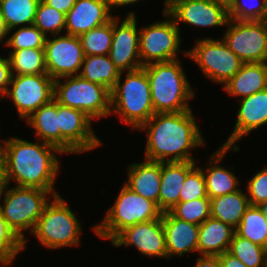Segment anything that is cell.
<instances>
[{
  "label": "cell",
  "mask_w": 267,
  "mask_h": 267,
  "mask_svg": "<svg viewBox=\"0 0 267 267\" xmlns=\"http://www.w3.org/2000/svg\"><path fill=\"white\" fill-rule=\"evenodd\" d=\"M139 129L148 132L145 159L150 161H195L189 150L206 145L192 110L156 113Z\"/></svg>",
  "instance_id": "cell-1"
},
{
  "label": "cell",
  "mask_w": 267,
  "mask_h": 267,
  "mask_svg": "<svg viewBox=\"0 0 267 267\" xmlns=\"http://www.w3.org/2000/svg\"><path fill=\"white\" fill-rule=\"evenodd\" d=\"M3 144L0 142L9 184L14 180L19 187L55 191L53 184L60 164L54 152L63 154L56 146L16 137L4 140Z\"/></svg>",
  "instance_id": "cell-2"
},
{
  "label": "cell",
  "mask_w": 267,
  "mask_h": 267,
  "mask_svg": "<svg viewBox=\"0 0 267 267\" xmlns=\"http://www.w3.org/2000/svg\"><path fill=\"white\" fill-rule=\"evenodd\" d=\"M143 68L150 83L155 114L191 110L188 101L194 98V91L179 59L154 62L144 65Z\"/></svg>",
  "instance_id": "cell-3"
},
{
  "label": "cell",
  "mask_w": 267,
  "mask_h": 267,
  "mask_svg": "<svg viewBox=\"0 0 267 267\" xmlns=\"http://www.w3.org/2000/svg\"><path fill=\"white\" fill-rule=\"evenodd\" d=\"M121 75L111 90V113H119L121 121L139 129L154 114L150 83L143 67Z\"/></svg>",
  "instance_id": "cell-4"
},
{
  "label": "cell",
  "mask_w": 267,
  "mask_h": 267,
  "mask_svg": "<svg viewBox=\"0 0 267 267\" xmlns=\"http://www.w3.org/2000/svg\"><path fill=\"white\" fill-rule=\"evenodd\" d=\"M158 204L133 192L125 184L103 222L93 227L99 238L111 241L124 229L162 217Z\"/></svg>",
  "instance_id": "cell-5"
},
{
  "label": "cell",
  "mask_w": 267,
  "mask_h": 267,
  "mask_svg": "<svg viewBox=\"0 0 267 267\" xmlns=\"http://www.w3.org/2000/svg\"><path fill=\"white\" fill-rule=\"evenodd\" d=\"M59 195L56 191H47L29 187L6 188L1 194L4 195L3 205L0 210L8 226L26 244L24 231L30 229L33 232L39 217L42 215L46 205L49 203L47 196Z\"/></svg>",
  "instance_id": "cell-6"
},
{
  "label": "cell",
  "mask_w": 267,
  "mask_h": 267,
  "mask_svg": "<svg viewBox=\"0 0 267 267\" xmlns=\"http://www.w3.org/2000/svg\"><path fill=\"white\" fill-rule=\"evenodd\" d=\"M32 232L45 248L79 246L82 233L79 220L60 195L52 198Z\"/></svg>",
  "instance_id": "cell-7"
},
{
  "label": "cell",
  "mask_w": 267,
  "mask_h": 267,
  "mask_svg": "<svg viewBox=\"0 0 267 267\" xmlns=\"http://www.w3.org/2000/svg\"><path fill=\"white\" fill-rule=\"evenodd\" d=\"M64 78V82H61ZM54 99L60 105L79 109L92 120L111 113V92L79 75L54 80Z\"/></svg>",
  "instance_id": "cell-8"
},
{
  "label": "cell",
  "mask_w": 267,
  "mask_h": 267,
  "mask_svg": "<svg viewBox=\"0 0 267 267\" xmlns=\"http://www.w3.org/2000/svg\"><path fill=\"white\" fill-rule=\"evenodd\" d=\"M195 46L183 53L194 60L203 74L224 86L241 68L242 60L225 44L223 39H198Z\"/></svg>",
  "instance_id": "cell-9"
},
{
  "label": "cell",
  "mask_w": 267,
  "mask_h": 267,
  "mask_svg": "<svg viewBox=\"0 0 267 267\" xmlns=\"http://www.w3.org/2000/svg\"><path fill=\"white\" fill-rule=\"evenodd\" d=\"M168 20L142 27L139 37V54L142 66L154 62L177 60L181 44L180 28L163 9Z\"/></svg>",
  "instance_id": "cell-10"
},
{
  "label": "cell",
  "mask_w": 267,
  "mask_h": 267,
  "mask_svg": "<svg viewBox=\"0 0 267 267\" xmlns=\"http://www.w3.org/2000/svg\"><path fill=\"white\" fill-rule=\"evenodd\" d=\"M222 38L243 63L267 62V20L227 22Z\"/></svg>",
  "instance_id": "cell-11"
},
{
  "label": "cell",
  "mask_w": 267,
  "mask_h": 267,
  "mask_svg": "<svg viewBox=\"0 0 267 267\" xmlns=\"http://www.w3.org/2000/svg\"><path fill=\"white\" fill-rule=\"evenodd\" d=\"M7 96L12 99L21 119L54 99V80L48 74L12 75Z\"/></svg>",
  "instance_id": "cell-12"
},
{
  "label": "cell",
  "mask_w": 267,
  "mask_h": 267,
  "mask_svg": "<svg viewBox=\"0 0 267 267\" xmlns=\"http://www.w3.org/2000/svg\"><path fill=\"white\" fill-rule=\"evenodd\" d=\"M164 10L179 22L199 27H219L229 20L228 4L219 0H165Z\"/></svg>",
  "instance_id": "cell-13"
},
{
  "label": "cell",
  "mask_w": 267,
  "mask_h": 267,
  "mask_svg": "<svg viewBox=\"0 0 267 267\" xmlns=\"http://www.w3.org/2000/svg\"><path fill=\"white\" fill-rule=\"evenodd\" d=\"M58 121L62 153L88 152L102 145L92 130V119L79 109L58 103Z\"/></svg>",
  "instance_id": "cell-14"
},
{
  "label": "cell",
  "mask_w": 267,
  "mask_h": 267,
  "mask_svg": "<svg viewBox=\"0 0 267 267\" xmlns=\"http://www.w3.org/2000/svg\"><path fill=\"white\" fill-rule=\"evenodd\" d=\"M44 49L47 74L53 80L79 75L84 60L80 37L69 34L47 37Z\"/></svg>",
  "instance_id": "cell-15"
},
{
  "label": "cell",
  "mask_w": 267,
  "mask_h": 267,
  "mask_svg": "<svg viewBox=\"0 0 267 267\" xmlns=\"http://www.w3.org/2000/svg\"><path fill=\"white\" fill-rule=\"evenodd\" d=\"M119 19L113 18V40L109 57L119 71L124 73L126 70L143 67L139 54L140 29L137 28L135 12H129L121 23Z\"/></svg>",
  "instance_id": "cell-16"
},
{
  "label": "cell",
  "mask_w": 267,
  "mask_h": 267,
  "mask_svg": "<svg viewBox=\"0 0 267 267\" xmlns=\"http://www.w3.org/2000/svg\"><path fill=\"white\" fill-rule=\"evenodd\" d=\"M111 242L117 247L134 245L147 257L167 258L162 217L130 226L122 230Z\"/></svg>",
  "instance_id": "cell-17"
},
{
  "label": "cell",
  "mask_w": 267,
  "mask_h": 267,
  "mask_svg": "<svg viewBox=\"0 0 267 267\" xmlns=\"http://www.w3.org/2000/svg\"><path fill=\"white\" fill-rule=\"evenodd\" d=\"M238 109L234 131L223 146L238 147L235 143L249 135V132L267 123V89L242 98Z\"/></svg>",
  "instance_id": "cell-18"
},
{
  "label": "cell",
  "mask_w": 267,
  "mask_h": 267,
  "mask_svg": "<svg viewBox=\"0 0 267 267\" xmlns=\"http://www.w3.org/2000/svg\"><path fill=\"white\" fill-rule=\"evenodd\" d=\"M114 17L106 0H76L66 14V34L80 37L87 31L106 24Z\"/></svg>",
  "instance_id": "cell-19"
},
{
  "label": "cell",
  "mask_w": 267,
  "mask_h": 267,
  "mask_svg": "<svg viewBox=\"0 0 267 267\" xmlns=\"http://www.w3.org/2000/svg\"><path fill=\"white\" fill-rule=\"evenodd\" d=\"M162 223L168 259L197 251L199 225L176 218L170 211L162 214Z\"/></svg>",
  "instance_id": "cell-20"
},
{
  "label": "cell",
  "mask_w": 267,
  "mask_h": 267,
  "mask_svg": "<svg viewBox=\"0 0 267 267\" xmlns=\"http://www.w3.org/2000/svg\"><path fill=\"white\" fill-rule=\"evenodd\" d=\"M195 161L161 162L159 209L169 212L178 202L187 174L195 167Z\"/></svg>",
  "instance_id": "cell-21"
},
{
  "label": "cell",
  "mask_w": 267,
  "mask_h": 267,
  "mask_svg": "<svg viewBox=\"0 0 267 267\" xmlns=\"http://www.w3.org/2000/svg\"><path fill=\"white\" fill-rule=\"evenodd\" d=\"M229 149L238 151L239 147H227L221 146L213 155L210 156L208 163H211L210 167L202 169L205 179L207 196L212 199L222 195L230 194L239 190L237 187L239 184L238 178L232 172L231 169H226L219 166L223 157ZM231 170V171H230Z\"/></svg>",
  "instance_id": "cell-22"
},
{
  "label": "cell",
  "mask_w": 267,
  "mask_h": 267,
  "mask_svg": "<svg viewBox=\"0 0 267 267\" xmlns=\"http://www.w3.org/2000/svg\"><path fill=\"white\" fill-rule=\"evenodd\" d=\"M128 178L125 185L133 192L156 202L159 207L161 182V162L146 160L132 163L128 167Z\"/></svg>",
  "instance_id": "cell-23"
},
{
  "label": "cell",
  "mask_w": 267,
  "mask_h": 267,
  "mask_svg": "<svg viewBox=\"0 0 267 267\" xmlns=\"http://www.w3.org/2000/svg\"><path fill=\"white\" fill-rule=\"evenodd\" d=\"M223 89L231 96L240 98L267 89V62L243 63Z\"/></svg>",
  "instance_id": "cell-24"
},
{
  "label": "cell",
  "mask_w": 267,
  "mask_h": 267,
  "mask_svg": "<svg viewBox=\"0 0 267 267\" xmlns=\"http://www.w3.org/2000/svg\"><path fill=\"white\" fill-rule=\"evenodd\" d=\"M235 229L212 217L199 225L197 252L200 255L219 256L228 251Z\"/></svg>",
  "instance_id": "cell-25"
},
{
  "label": "cell",
  "mask_w": 267,
  "mask_h": 267,
  "mask_svg": "<svg viewBox=\"0 0 267 267\" xmlns=\"http://www.w3.org/2000/svg\"><path fill=\"white\" fill-rule=\"evenodd\" d=\"M25 121L34 128L39 141L54 145L60 150L58 103L55 99L34 111Z\"/></svg>",
  "instance_id": "cell-26"
},
{
  "label": "cell",
  "mask_w": 267,
  "mask_h": 267,
  "mask_svg": "<svg viewBox=\"0 0 267 267\" xmlns=\"http://www.w3.org/2000/svg\"><path fill=\"white\" fill-rule=\"evenodd\" d=\"M249 206L247 195L239 189L236 192L212 198L211 217L236 229Z\"/></svg>",
  "instance_id": "cell-27"
},
{
  "label": "cell",
  "mask_w": 267,
  "mask_h": 267,
  "mask_svg": "<svg viewBox=\"0 0 267 267\" xmlns=\"http://www.w3.org/2000/svg\"><path fill=\"white\" fill-rule=\"evenodd\" d=\"M122 74L109 55H89L84 56L79 76L84 80L100 84L111 92Z\"/></svg>",
  "instance_id": "cell-28"
},
{
  "label": "cell",
  "mask_w": 267,
  "mask_h": 267,
  "mask_svg": "<svg viewBox=\"0 0 267 267\" xmlns=\"http://www.w3.org/2000/svg\"><path fill=\"white\" fill-rule=\"evenodd\" d=\"M39 2L40 0H0V12L7 30L6 36L18 26L34 24Z\"/></svg>",
  "instance_id": "cell-29"
},
{
  "label": "cell",
  "mask_w": 267,
  "mask_h": 267,
  "mask_svg": "<svg viewBox=\"0 0 267 267\" xmlns=\"http://www.w3.org/2000/svg\"><path fill=\"white\" fill-rule=\"evenodd\" d=\"M8 54L12 75L47 74L45 49L24 48Z\"/></svg>",
  "instance_id": "cell-30"
},
{
  "label": "cell",
  "mask_w": 267,
  "mask_h": 267,
  "mask_svg": "<svg viewBox=\"0 0 267 267\" xmlns=\"http://www.w3.org/2000/svg\"><path fill=\"white\" fill-rule=\"evenodd\" d=\"M235 232L239 236L267 248V219L262 208L250 205Z\"/></svg>",
  "instance_id": "cell-31"
},
{
  "label": "cell",
  "mask_w": 267,
  "mask_h": 267,
  "mask_svg": "<svg viewBox=\"0 0 267 267\" xmlns=\"http://www.w3.org/2000/svg\"><path fill=\"white\" fill-rule=\"evenodd\" d=\"M84 56L109 55L113 40V19L80 36Z\"/></svg>",
  "instance_id": "cell-32"
},
{
  "label": "cell",
  "mask_w": 267,
  "mask_h": 267,
  "mask_svg": "<svg viewBox=\"0 0 267 267\" xmlns=\"http://www.w3.org/2000/svg\"><path fill=\"white\" fill-rule=\"evenodd\" d=\"M228 252L245 264L247 267H265L267 248L239 236H233Z\"/></svg>",
  "instance_id": "cell-33"
},
{
  "label": "cell",
  "mask_w": 267,
  "mask_h": 267,
  "mask_svg": "<svg viewBox=\"0 0 267 267\" xmlns=\"http://www.w3.org/2000/svg\"><path fill=\"white\" fill-rule=\"evenodd\" d=\"M211 199L200 198L185 202H178L170 212L181 220L200 225L211 217Z\"/></svg>",
  "instance_id": "cell-34"
},
{
  "label": "cell",
  "mask_w": 267,
  "mask_h": 267,
  "mask_svg": "<svg viewBox=\"0 0 267 267\" xmlns=\"http://www.w3.org/2000/svg\"><path fill=\"white\" fill-rule=\"evenodd\" d=\"M66 24V14L58 11L46 4L43 0H40L36 16L34 20V25L46 36L47 34L52 36L59 35L62 33L63 28L65 29Z\"/></svg>",
  "instance_id": "cell-35"
},
{
  "label": "cell",
  "mask_w": 267,
  "mask_h": 267,
  "mask_svg": "<svg viewBox=\"0 0 267 267\" xmlns=\"http://www.w3.org/2000/svg\"><path fill=\"white\" fill-rule=\"evenodd\" d=\"M228 16L233 20H267V0H231Z\"/></svg>",
  "instance_id": "cell-36"
},
{
  "label": "cell",
  "mask_w": 267,
  "mask_h": 267,
  "mask_svg": "<svg viewBox=\"0 0 267 267\" xmlns=\"http://www.w3.org/2000/svg\"><path fill=\"white\" fill-rule=\"evenodd\" d=\"M47 37L34 25L21 26L6 39L5 46L11 51L24 48L44 49Z\"/></svg>",
  "instance_id": "cell-37"
},
{
  "label": "cell",
  "mask_w": 267,
  "mask_h": 267,
  "mask_svg": "<svg viewBox=\"0 0 267 267\" xmlns=\"http://www.w3.org/2000/svg\"><path fill=\"white\" fill-rule=\"evenodd\" d=\"M24 249V242L8 226L0 210V261H13Z\"/></svg>",
  "instance_id": "cell-38"
},
{
  "label": "cell",
  "mask_w": 267,
  "mask_h": 267,
  "mask_svg": "<svg viewBox=\"0 0 267 267\" xmlns=\"http://www.w3.org/2000/svg\"><path fill=\"white\" fill-rule=\"evenodd\" d=\"M207 196L204 174L200 167L195 166L186 176L179 195V202L190 201Z\"/></svg>",
  "instance_id": "cell-39"
},
{
  "label": "cell",
  "mask_w": 267,
  "mask_h": 267,
  "mask_svg": "<svg viewBox=\"0 0 267 267\" xmlns=\"http://www.w3.org/2000/svg\"><path fill=\"white\" fill-rule=\"evenodd\" d=\"M248 200L252 206L267 202V167L257 172L247 184ZM250 195V196H249Z\"/></svg>",
  "instance_id": "cell-40"
},
{
  "label": "cell",
  "mask_w": 267,
  "mask_h": 267,
  "mask_svg": "<svg viewBox=\"0 0 267 267\" xmlns=\"http://www.w3.org/2000/svg\"><path fill=\"white\" fill-rule=\"evenodd\" d=\"M12 73H11V67L10 62L7 58H3L0 56V98L3 99L8 91V88L10 87V81H11Z\"/></svg>",
  "instance_id": "cell-41"
},
{
  "label": "cell",
  "mask_w": 267,
  "mask_h": 267,
  "mask_svg": "<svg viewBox=\"0 0 267 267\" xmlns=\"http://www.w3.org/2000/svg\"><path fill=\"white\" fill-rule=\"evenodd\" d=\"M49 6L67 14L76 3V0H43Z\"/></svg>",
  "instance_id": "cell-42"
},
{
  "label": "cell",
  "mask_w": 267,
  "mask_h": 267,
  "mask_svg": "<svg viewBox=\"0 0 267 267\" xmlns=\"http://www.w3.org/2000/svg\"><path fill=\"white\" fill-rule=\"evenodd\" d=\"M219 260L221 263V267H247L243 264L240 259L233 256L228 251L224 252L223 254L219 255Z\"/></svg>",
  "instance_id": "cell-43"
},
{
  "label": "cell",
  "mask_w": 267,
  "mask_h": 267,
  "mask_svg": "<svg viewBox=\"0 0 267 267\" xmlns=\"http://www.w3.org/2000/svg\"><path fill=\"white\" fill-rule=\"evenodd\" d=\"M195 267H221L219 256L201 255L196 260Z\"/></svg>",
  "instance_id": "cell-44"
},
{
  "label": "cell",
  "mask_w": 267,
  "mask_h": 267,
  "mask_svg": "<svg viewBox=\"0 0 267 267\" xmlns=\"http://www.w3.org/2000/svg\"><path fill=\"white\" fill-rule=\"evenodd\" d=\"M9 186L6 175V163L2 148L0 146V194Z\"/></svg>",
  "instance_id": "cell-45"
},
{
  "label": "cell",
  "mask_w": 267,
  "mask_h": 267,
  "mask_svg": "<svg viewBox=\"0 0 267 267\" xmlns=\"http://www.w3.org/2000/svg\"><path fill=\"white\" fill-rule=\"evenodd\" d=\"M109 6V9L111 10L114 6L116 7H121V6H126V5H132L133 3H137L138 1L141 0H106Z\"/></svg>",
  "instance_id": "cell-46"
},
{
  "label": "cell",
  "mask_w": 267,
  "mask_h": 267,
  "mask_svg": "<svg viewBox=\"0 0 267 267\" xmlns=\"http://www.w3.org/2000/svg\"><path fill=\"white\" fill-rule=\"evenodd\" d=\"M6 35L7 30L3 22L2 14L0 12V42L3 41V39L5 40L7 38Z\"/></svg>",
  "instance_id": "cell-47"
},
{
  "label": "cell",
  "mask_w": 267,
  "mask_h": 267,
  "mask_svg": "<svg viewBox=\"0 0 267 267\" xmlns=\"http://www.w3.org/2000/svg\"><path fill=\"white\" fill-rule=\"evenodd\" d=\"M260 207L262 208L263 212L265 213L266 219H267V202L263 203Z\"/></svg>",
  "instance_id": "cell-48"
},
{
  "label": "cell",
  "mask_w": 267,
  "mask_h": 267,
  "mask_svg": "<svg viewBox=\"0 0 267 267\" xmlns=\"http://www.w3.org/2000/svg\"><path fill=\"white\" fill-rule=\"evenodd\" d=\"M11 263H13V261H0V264L3 265V267L11 265Z\"/></svg>",
  "instance_id": "cell-49"
},
{
  "label": "cell",
  "mask_w": 267,
  "mask_h": 267,
  "mask_svg": "<svg viewBox=\"0 0 267 267\" xmlns=\"http://www.w3.org/2000/svg\"><path fill=\"white\" fill-rule=\"evenodd\" d=\"M219 1H222L228 4L231 0H219Z\"/></svg>",
  "instance_id": "cell-50"
},
{
  "label": "cell",
  "mask_w": 267,
  "mask_h": 267,
  "mask_svg": "<svg viewBox=\"0 0 267 267\" xmlns=\"http://www.w3.org/2000/svg\"><path fill=\"white\" fill-rule=\"evenodd\" d=\"M265 267H267V253H266V257H265Z\"/></svg>",
  "instance_id": "cell-51"
}]
</instances>
